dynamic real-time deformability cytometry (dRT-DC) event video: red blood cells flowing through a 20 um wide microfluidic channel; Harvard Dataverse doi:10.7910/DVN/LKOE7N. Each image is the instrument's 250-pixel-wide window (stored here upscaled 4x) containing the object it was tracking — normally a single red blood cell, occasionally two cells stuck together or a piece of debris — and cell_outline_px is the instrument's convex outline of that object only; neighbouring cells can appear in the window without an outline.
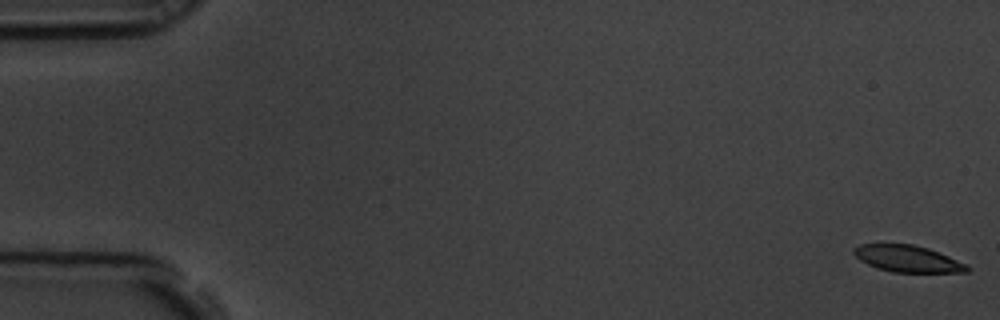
{"species": "common noctule bat (a hibernating species)", "species_latin": "Nyctalus noctula", "temperature_condition": "room temperature", "stored_images_in_passage": 6, "camera_frame_rate_fps": 3000, "um_per_image_px": 0.085, "animal": {"sex": "male", "body_mass_g": 19.5, "forearm_length_mm": 54.6}, "frame": {"image": 1, "passage_image": 1, "time_ms": 0.0, "image_size_px": [1000, 320], "cell_outline_px": [[972, 268], [968, 272], [892, 272], [876, 268], [860, 260], [852, 252], [852, 248], [860, 244], [912, 244], [928, 248], [948, 256]], "centroid_in_image_um": [77.11, 21.99], "position_along_channel_um": 7.9, "area_um2": 17.51}}
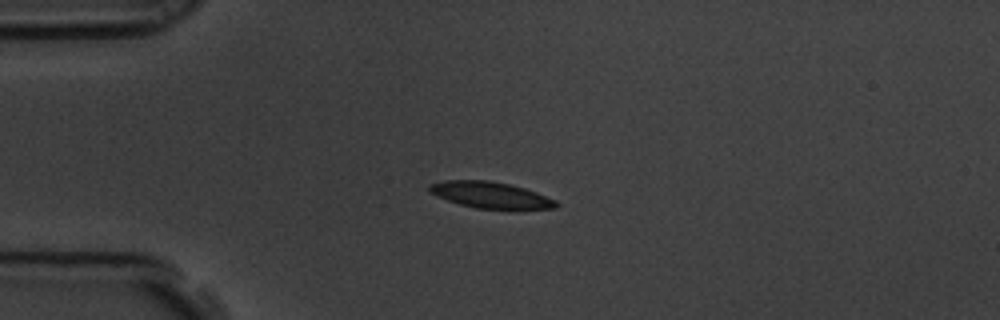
{"frame": {"image": 2, "passage_image": 5, "time_ms": 1.333, "image_size_px": [1000, 320], "cell_outline_px": [[560, 204], [556, 208], [476, 208], [460, 204], [436, 196], [428, 192], [428, 184], [444, 180], [488, 180], [508, 184], [524, 188], [536, 192], [556, 200]], "centroid_in_image_um": [41.64, 16.55], "position_along_channel_um": 43.4, "area_um2": 19.19}}